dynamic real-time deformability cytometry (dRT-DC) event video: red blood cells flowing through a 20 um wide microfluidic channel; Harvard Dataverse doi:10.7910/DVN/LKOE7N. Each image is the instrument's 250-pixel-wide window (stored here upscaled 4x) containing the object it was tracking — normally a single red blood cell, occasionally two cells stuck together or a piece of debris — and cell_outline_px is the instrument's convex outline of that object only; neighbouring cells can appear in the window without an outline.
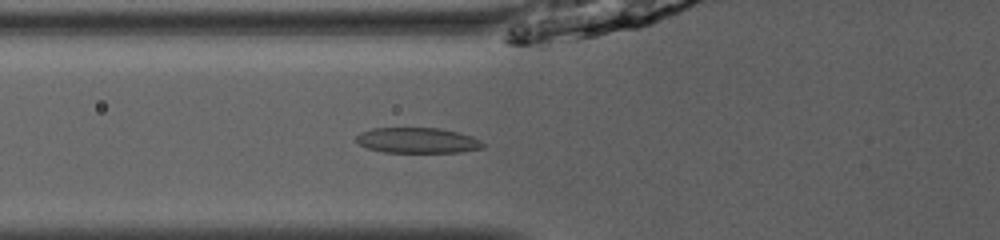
{"species": "common noctule bat (a hibernating species)", "species_latin": "Nyctalus noctula", "temperature_condition": "room temperature", "stored_images_in_passage": 9, "camera_frame_rate_fps": 3000, "um_per_image_px": 0.085, "animal": {"sex": "male", "body_mass_g": 13.0, "forearm_length_mm": 53.1}, "frame": {"image": 1, "passage_image": 5, "time_ms": 1.333, "image_size_px": [1000, 240], "cell_outline_px": [[484, 148], [460, 152], [384, 152], [368, 148], [360, 144], [356, 140], [356, 136], [360, 132], [372, 128], [440, 128], [460, 132], [472, 136], [480, 140], [484, 144]], "centroid_in_image_um": [35.51, 11.93], "position_along_channel_um": 90.3, "area_um2": 18.84}}